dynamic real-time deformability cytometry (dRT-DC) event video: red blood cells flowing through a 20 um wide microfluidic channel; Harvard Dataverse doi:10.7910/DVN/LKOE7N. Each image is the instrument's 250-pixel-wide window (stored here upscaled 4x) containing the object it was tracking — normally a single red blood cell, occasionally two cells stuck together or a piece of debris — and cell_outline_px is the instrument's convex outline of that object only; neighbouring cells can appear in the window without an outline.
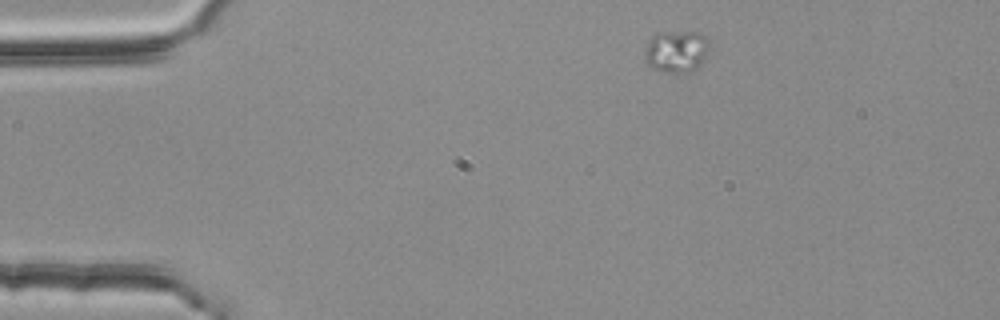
{"species": "common noctule bat (a hibernating species)", "species_latin": "Nyctalus noctula", "temperature_condition": "room temperature", "stored_images_in_passage": 2, "camera_frame_rate_fps": 3000, "um_per_image_px": 0.085, "animal": {"sex": "female", "body_mass_g": 25.1}, "frame": {"image": 1, "passage_image": 1, "time_ms": 0.0, "image_size_px": [1000, 320], "cell_outline_px": [[708, 52], [704, 60], [696, 68], [688, 72], [664, 72], [648, 64], [644, 60], [644, 48], [648, 40], [656, 32], [704, 32], [708, 36]], "centroid_in_image_um": [57.49, 4.33], "position_along_channel_um": 27.5, "area_um2": 16.07}}